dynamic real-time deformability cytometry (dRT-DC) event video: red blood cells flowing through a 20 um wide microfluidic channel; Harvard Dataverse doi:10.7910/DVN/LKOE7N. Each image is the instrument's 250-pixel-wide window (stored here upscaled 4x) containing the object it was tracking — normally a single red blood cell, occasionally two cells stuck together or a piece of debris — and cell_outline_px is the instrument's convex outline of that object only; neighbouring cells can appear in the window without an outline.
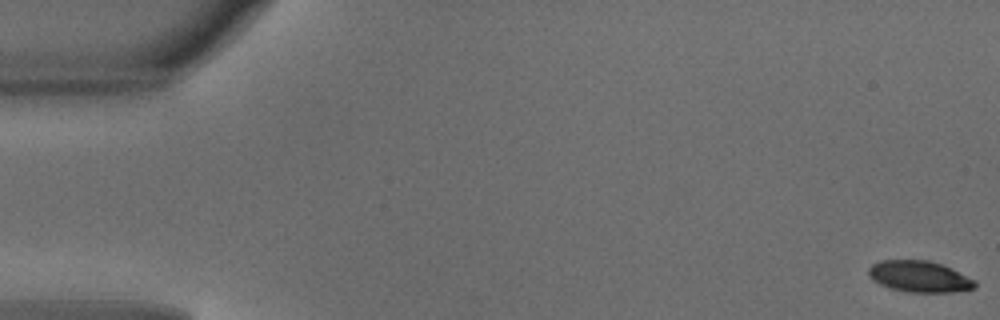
{"species": "common noctule bat (a hibernating species)", "species_latin": "Nyctalus noctula", "temperature_condition": "warm", "stored_images_in_passage": 50, "camera_frame_rate_fps": 3000, "um_per_image_px": 0.085, "animal": {"sex": "male", "body_mass_g": 18.8}, "frame": {"image": 1, "passage_image": 1, "time_ms": 0.0, "image_size_px": [1000, 320], "cell_outline_px": [[976, 288], [952, 292], [908, 292], [892, 288], [880, 284], [872, 280], [868, 276], [868, 268], [872, 264], [880, 260], [928, 260], [952, 268], [976, 280]], "centroid_in_image_um": [78.15, 23.5], "position_along_channel_um": 6.8, "area_um2": 19.48}}
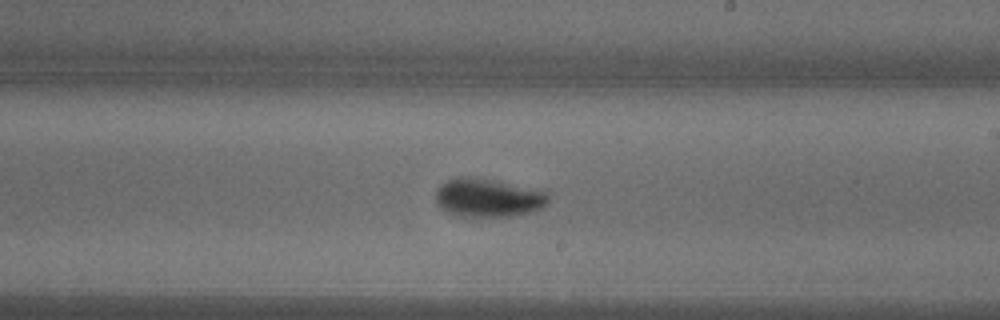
{"frame": {"image": 2, "passage_image": 29, "time_ms": 9.333, "image_size_px": [1000, 320], "cell_outline_px": [[548, 200], [540, 208], [528, 212], [512, 216], [460, 216], [448, 212], [440, 208], [436, 204], [436, 188], [440, 184], [448, 180], [460, 176], [468, 176], [544, 188], [548, 192]], "centroid_in_image_um": [41.5, 16.78], "position_along_channel_um": 247.5, "area_um2": 25.61}}
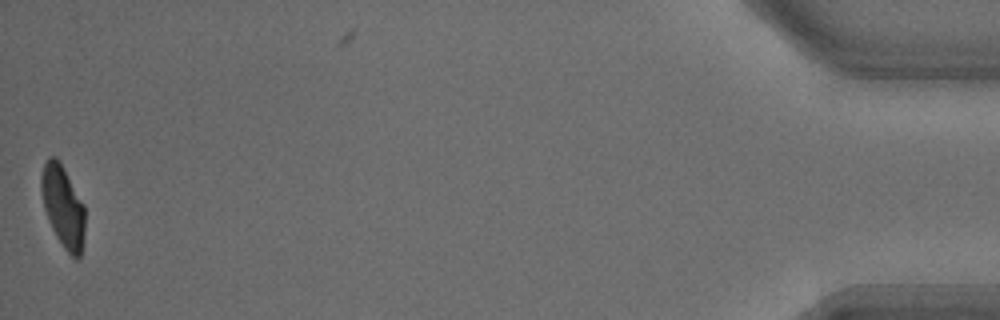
{"frame": {"image": 3, "passage_image": 49, "time_ms": 16.0, "image_size_px": [1000, 320], "cell_outline_px": [[84, 236], [80, 256], [76, 260], [64, 248], [56, 236], [48, 220], [44, 208], [40, 188], [40, 176], [44, 164], [48, 156], [56, 156], [60, 160], [84, 204]], "centroid_in_image_um": [5.34, 17.51], "position_along_channel_um": 429.9, "area_um2": 20.98}, "authors_computed_cell_mechanics": {"area_um2": 22.3397, "velocity_mm_per_s": 4.1505, "shape_relaxation_time_tau1_ms": 2.4998, "shape_relaxation_time_tau2_ms": 5.7877, "deformation_change_tau1": 0.1506, "deformation_change_tau2": 0.0651}}